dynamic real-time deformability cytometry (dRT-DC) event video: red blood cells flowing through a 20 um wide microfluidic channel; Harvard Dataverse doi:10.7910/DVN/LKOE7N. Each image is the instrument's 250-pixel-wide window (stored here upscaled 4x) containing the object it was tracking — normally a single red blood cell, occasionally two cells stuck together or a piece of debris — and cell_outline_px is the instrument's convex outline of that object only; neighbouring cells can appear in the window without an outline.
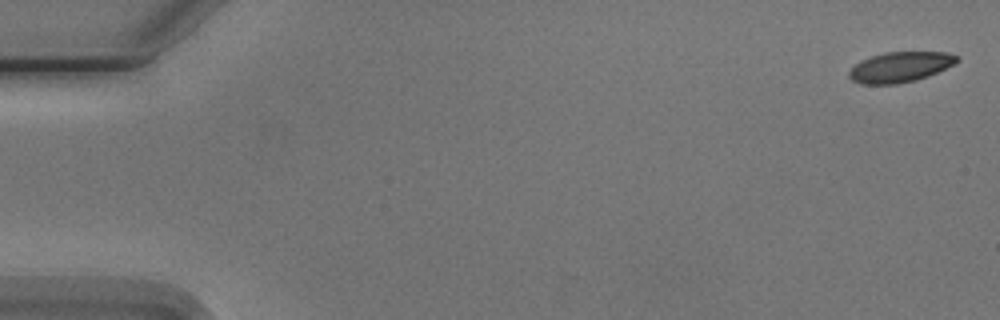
{"species": "Egyptian fruit bat (a non-hibernating species)", "species_latin": "Rousettus aegyptiacus", "temperature_condition": "cold", "stored_images_in_passage": 5, "camera_frame_rate_fps": 3000, "um_per_image_px": 0.085, "animal": {"sex": "male"}, "frame": {"image": 1, "passage_image": 1, "time_ms": 0.0, "image_size_px": [1000, 320], "cell_outline_px": [[960, 60], [956, 64], [928, 76], [916, 80], [896, 84], [860, 84], [852, 80], [848, 76], [848, 72], [860, 60], [884, 52], [944, 52], [956, 56]], "centroid_in_image_um": [76.51, 5.7], "position_along_channel_um": 8.5, "area_um2": 19.07}}
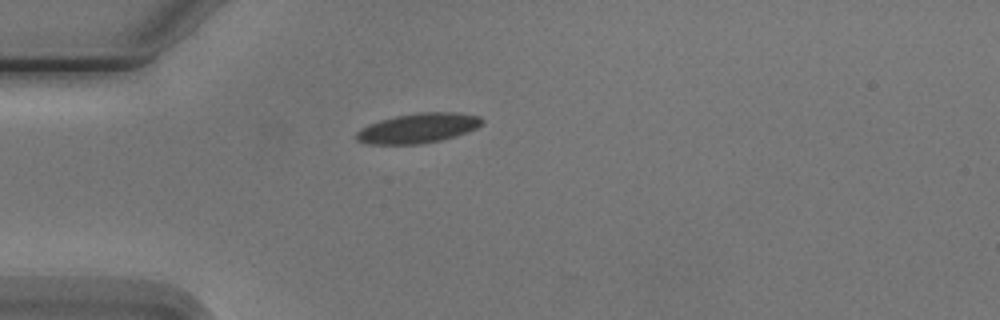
{"frame": {"image": 2, "passage_image": 4, "time_ms": 4.667, "image_size_px": [1000, 320], "cell_outline_px": [[484, 124], [468, 132], [456, 136], [440, 140], [420, 144], [364, 144], [356, 140], [356, 132], [360, 128], [368, 124], [380, 120], [396, 116], [416, 112], [456, 112], [480, 116], [484, 120]], "centroid_in_image_um": [35.54, 10.89], "position_along_channel_um": 49.5, "area_um2": 22.08}}